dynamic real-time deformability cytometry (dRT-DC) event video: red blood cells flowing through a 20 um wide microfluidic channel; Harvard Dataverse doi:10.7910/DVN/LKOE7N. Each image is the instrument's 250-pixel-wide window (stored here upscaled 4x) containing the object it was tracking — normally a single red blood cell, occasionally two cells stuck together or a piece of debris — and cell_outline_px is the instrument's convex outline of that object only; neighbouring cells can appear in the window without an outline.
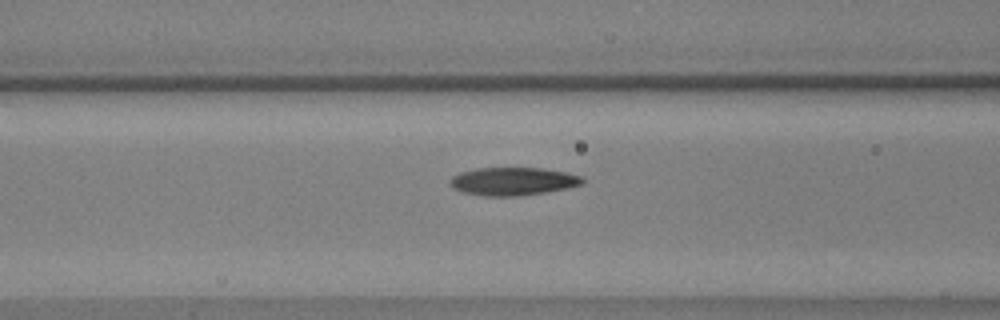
{"species": "common noctule bat (a hibernating species)", "species_latin": "Nyctalus noctula", "temperature_condition": "warm", "stored_images_in_passage": 44, "camera_frame_rate_fps": 3000, "um_per_image_px": 0.085, "animal": {"sex": "male", "body_mass_g": 17.9, "forearm_length_mm": 54.2}, "frame": {"image": 1, "passage_image": 10, "time_ms": 3.0, "image_size_px": [1000, 320], "cell_outline_px": [[584, 184], [568, 188], [520, 196], [484, 196], [464, 192], [452, 188], [448, 184], [448, 180], [452, 176], [460, 172], [476, 168], [544, 168], [568, 172], [584, 176]], "centroid_in_image_um": [43.62, 15.41], "position_along_channel_um": 123.0, "area_um2": 21.96}}
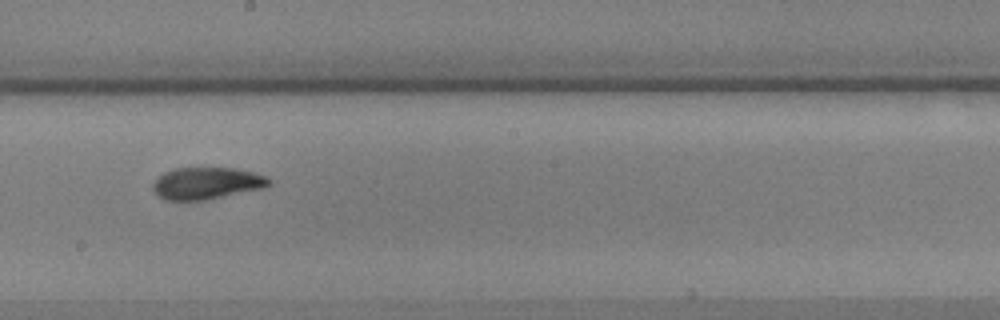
{"frame": {"image": 2, "passage_image": 19, "time_ms": 6.0, "image_size_px": [1000, 320], "cell_outline_px": [[272, 184], [264, 188], [208, 200], [164, 200], [156, 196], [152, 188], [152, 184], [164, 172], [172, 168], [236, 168], [256, 172], [268, 176], [272, 180]], "centroid_in_image_um": [17.61, 15.58], "position_along_channel_um": 230.6, "area_um2": 22.08}}
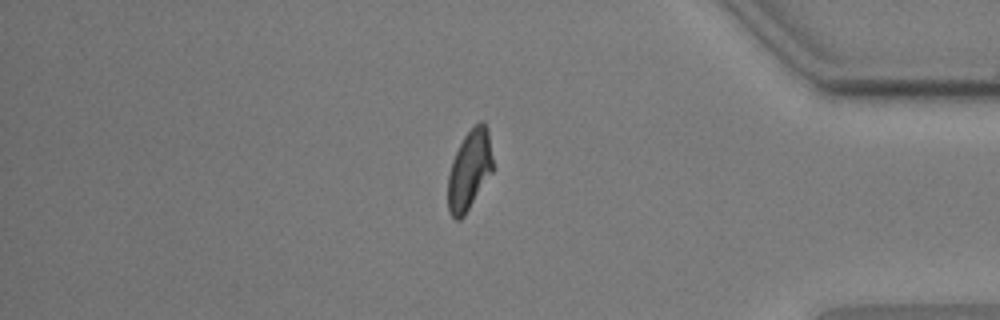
{"frame": {"image": 3, "passage_image": 35, "time_ms": 11.333, "image_size_px": [1000, 320], "cell_outline_px": [[492, 172], [464, 216], [460, 220], [456, 220], [448, 212], [448, 176], [452, 160], [464, 136], [480, 120], [484, 120], [488, 128], [492, 160]], "centroid_in_image_um": [39.89, 14.45], "position_along_channel_um": 395.3, "area_um2": 20.69}}